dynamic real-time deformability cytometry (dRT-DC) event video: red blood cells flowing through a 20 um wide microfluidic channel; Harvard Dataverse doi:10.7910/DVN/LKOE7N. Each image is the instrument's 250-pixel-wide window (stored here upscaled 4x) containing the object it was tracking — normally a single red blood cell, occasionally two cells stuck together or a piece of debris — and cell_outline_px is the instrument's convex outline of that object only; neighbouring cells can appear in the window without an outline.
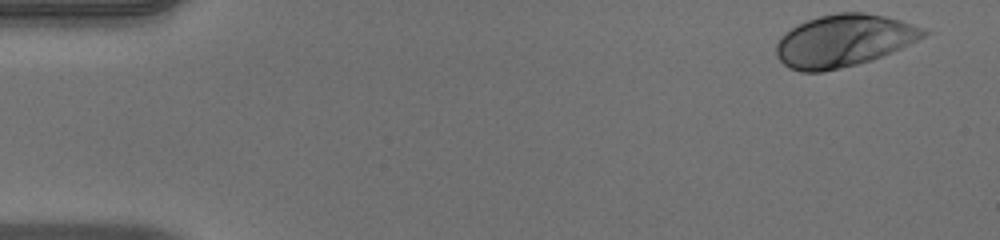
{"species": "human", "species_latin": "Homo sapiens", "temperature_condition": "warm", "stored_images_in_passage": 50, "camera_frame_rate_fps": 3000, "um_per_image_px": 0.085, "donor": {"sex": "male"}, "frame": {"image": 1, "passage_image": 1, "time_ms": 0.0, "image_size_px": [1000, 240], "cell_outline_px": [[932, 32], [900, 48], [872, 60], [824, 72], [800, 72], [788, 68], [776, 56], [776, 44], [780, 36], [792, 28], [808, 20], [820, 16], [840, 12], [864, 12], [884, 16], [900, 20], [924, 28]], "centroid_in_image_um": [71.7, 3.46], "position_along_channel_um": 13.3, "area_um2": 44.62}}
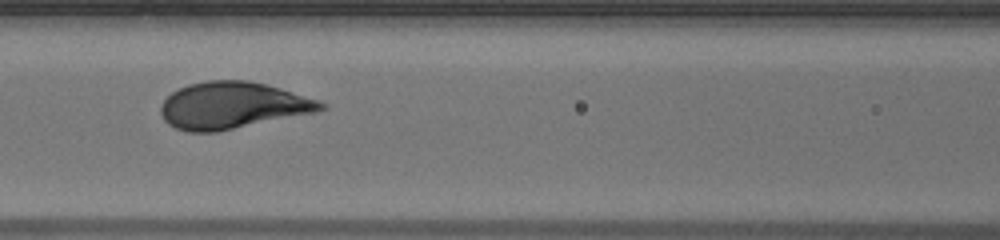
{"frame": {"image": 2, "passage_image": 21, "time_ms": 6.667, "image_size_px": [1000, 240], "cell_outline_px": [[328, 108], [316, 112], [216, 132], [188, 132], [176, 128], [168, 124], [164, 120], [160, 112], [160, 108], [164, 100], [172, 92], [188, 84], [208, 80], [248, 80], [280, 88], [328, 104]], "centroid_in_image_um": [19.75, 8.96], "position_along_channel_um": 146.9, "area_um2": 43.41}}
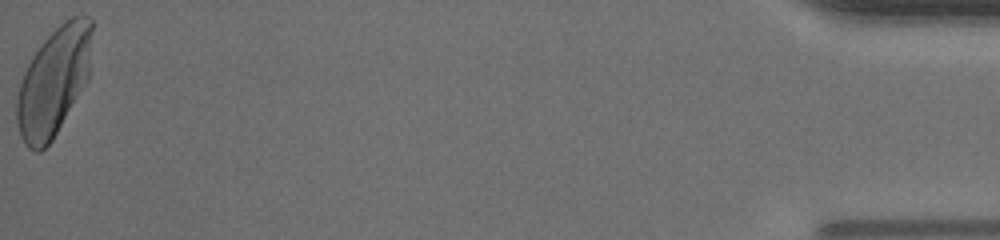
{"frame": {"image": 3, "passage_image": 50, "time_ms": 16.333, "image_size_px": [1000, 240], "cell_outline_px": [[92, 28], [88, 80], [52, 140], [40, 152], [36, 152], [28, 148], [20, 136], [16, 120], [16, 100], [20, 84], [24, 72], [32, 56], [40, 44], [64, 20], [72, 16], [88, 16], [92, 20]], "centroid_in_image_um": [4.55, 6.94], "position_along_channel_um": 430.6, "area_um2": 47.34}, "authors_computed_cell_mechanics": {"area_um2": 43.7835, "velocity_mm_per_s": 3.9379, "shape_relaxation_time_tau1_ms": 2.3913, "shape_relaxation_time_tau2_ms": null, "deformation_change_tau1": 0.1742, "deformation_change_tau2": null}}